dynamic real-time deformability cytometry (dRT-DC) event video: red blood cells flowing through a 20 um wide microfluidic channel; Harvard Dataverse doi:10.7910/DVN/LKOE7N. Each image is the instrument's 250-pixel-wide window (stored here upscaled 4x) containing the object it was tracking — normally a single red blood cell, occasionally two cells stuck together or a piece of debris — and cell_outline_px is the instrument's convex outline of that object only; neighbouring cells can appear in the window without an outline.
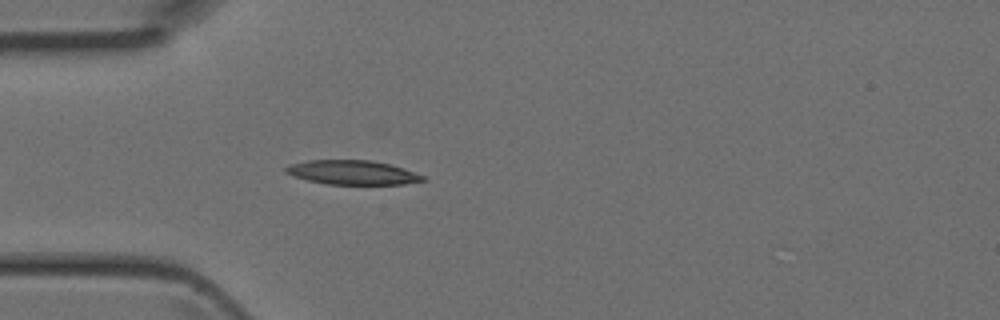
{"species": "Egyptian fruit bat (a non-hibernating species)", "species_latin": "Rousettus aegyptiacus", "temperature_condition": "room temperature", "stored_images_in_passage": 3, "camera_frame_rate_fps": 3000, "um_per_image_px": 0.085, "animal": {"sex": "female"}, "frame": {"image": 1, "passage_image": 3, "time_ms": 0.667, "image_size_px": [1000, 320], "cell_outline_px": [[428, 180], [404, 184], [328, 184], [308, 180], [292, 176], [284, 172], [284, 168], [288, 164], [308, 160], [372, 160], [404, 168], [424, 176]], "centroid_in_image_um": [29.93, 14.65], "position_along_channel_um": 55.1, "area_um2": 19.42}}